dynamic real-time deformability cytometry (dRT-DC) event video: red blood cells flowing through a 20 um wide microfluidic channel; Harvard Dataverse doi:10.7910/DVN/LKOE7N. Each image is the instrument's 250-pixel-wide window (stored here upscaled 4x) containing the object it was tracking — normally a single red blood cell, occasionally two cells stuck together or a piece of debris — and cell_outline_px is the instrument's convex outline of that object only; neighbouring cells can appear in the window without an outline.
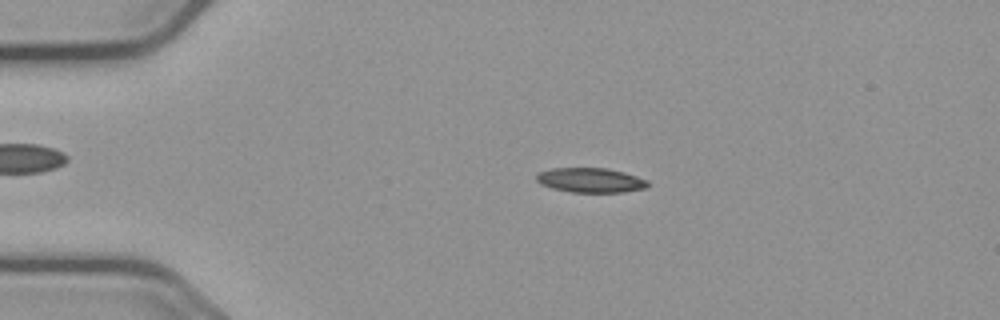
{"species": "common noctule bat (a hibernating species)", "species_latin": "Nyctalus noctula", "temperature_condition": "cold", "stored_images_in_passage": 56, "camera_frame_rate_fps": 3000, "um_per_image_px": 0.085, "animal": {"sex": "male", "body_mass_g": 23.1, "forearm_length_mm": 52.7}, "frame": {"image": 1, "passage_image": 12, "time_ms": 3.667, "image_size_px": [1000, 320], "cell_outline_px": [[648, 188], [624, 192], [572, 192], [552, 188], [540, 184], [536, 180], [536, 176], [540, 172], [552, 168], [604, 168], [636, 176], [648, 180]], "centroid_in_image_um": [50.19, 15.32], "position_along_channel_um": 34.8, "area_um2": 15.84}}
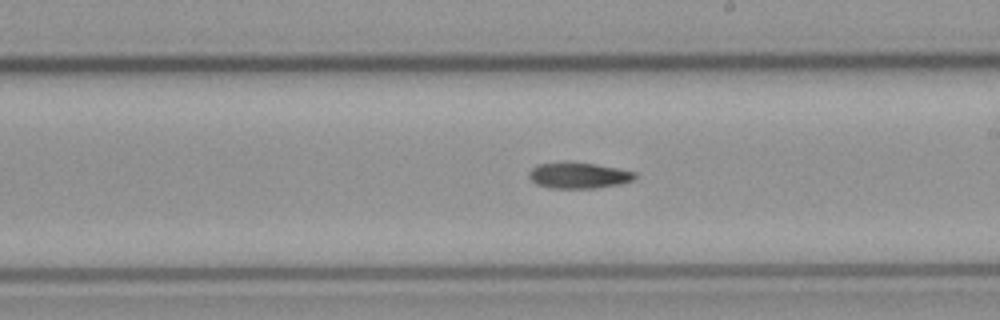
{"frame": {"image": 2, "passage_image": 32, "time_ms": 10.333, "image_size_px": [1000, 320], "cell_outline_px": [[636, 176], [632, 180], [620, 184], [596, 188], [548, 188], [536, 184], [528, 176], [528, 172], [532, 168], [540, 164], [596, 164], [636, 172]], "centroid_in_image_um": [49.19, 14.95], "position_along_channel_um": 239.8, "area_um2": 15.49}}
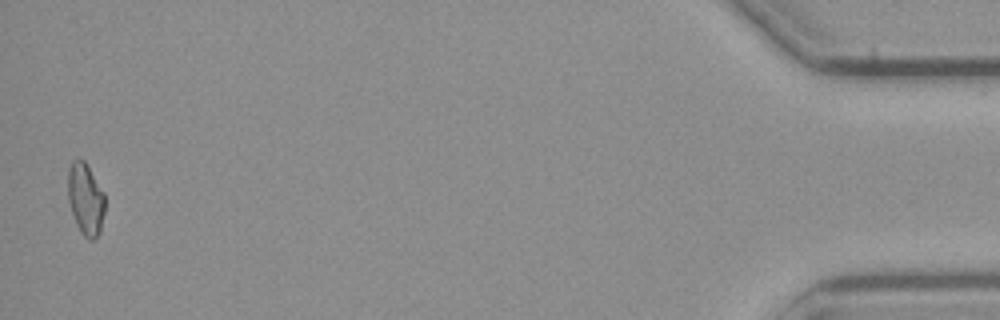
{"frame": {"image": 3, "passage_image": 55, "time_ms": 18.0, "image_size_px": [1000, 320], "cell_outline_px": [[104, 212], [100, 232], [92, 240], [88, 240], [80, 232], [76, 224], [68, 200], [68, 168], [72, 160], [84, 160], [104, 192]], "centroid_in_image_um": [7.26, 16.93], "position_along_channel_um": 427.9, "area_um2": 15.43}}